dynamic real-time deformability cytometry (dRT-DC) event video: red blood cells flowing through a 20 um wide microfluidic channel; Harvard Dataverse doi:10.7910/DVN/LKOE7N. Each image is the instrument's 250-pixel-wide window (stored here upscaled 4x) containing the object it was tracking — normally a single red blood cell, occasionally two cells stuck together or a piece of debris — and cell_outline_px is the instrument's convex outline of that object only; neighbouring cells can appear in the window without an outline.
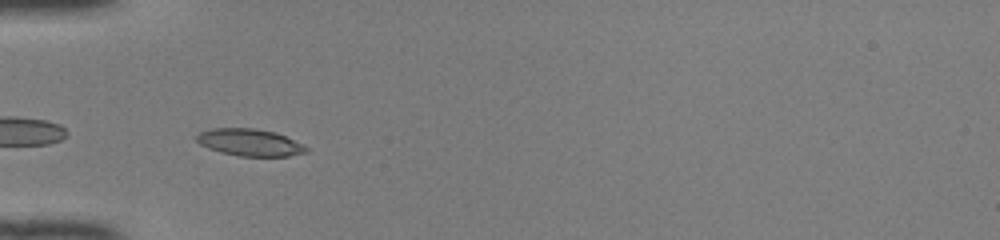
{"species": "common noctule bat (a hibernating species)", "species_latin": "Nyctalus noctula", "temperature_condition": "room temperature", "stored_images_in_passage": 29, "camera_frame_rate_fps": 3000, "um_per_image_px": 0.085, "animal": {"sex": "female", "body_mass_g": 22.0, "forearm_length_mm": 56.7}, "frame": {"image": 1, "passage_image": 4, "time_ms": 1.0, "image_size_px": [1000, 240], "cell_outline_px": [[308, 152], [288, 156], [240, 156], [220, 152], [208, 148], [200, 144], [196, 140], [196, 136], [200, 132], [212, 128], [256, 128], [276, 132], [308, 148]], "centroid_in_image_um": [21.2, 12.1], "position_along_channel_um": 63.8, "area_um2": 17.17}}
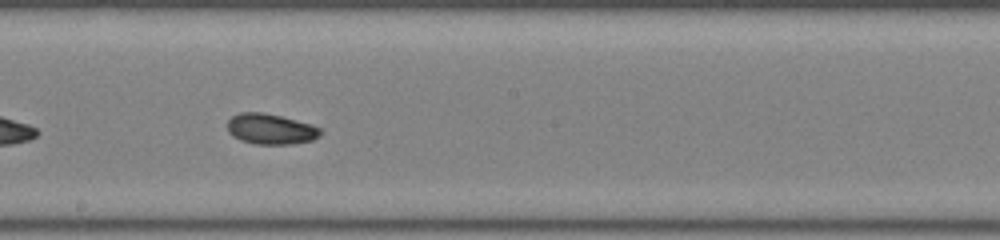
{"frame": {"image": 2, "passage_image": 16, "time_ms": 5.0, "image_size_px": [1000, 240], "cell_outline_px": [[320, 136], [312, 140], [292, 144], [256, 144], [240, 140], [232, 136], [228, 132], [228, 120], [232, 116], [240, 112], [260, 112], [280, 116], [296, 120], [320, 128]], "centroid_in_image_um": [22.97, 10.97], "position_along_channel_um": 225.2, "area_um2": 16.42}}
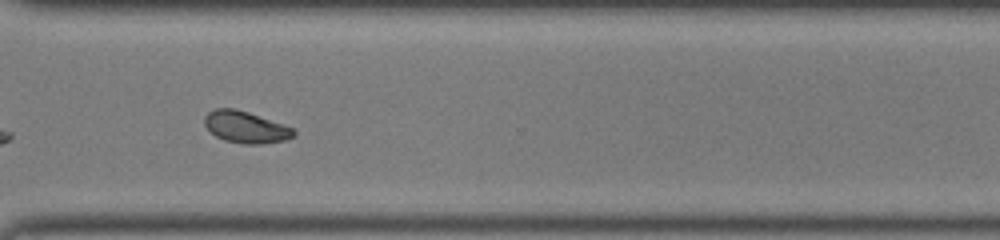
{"frame": {"image": 3, "passage_image": 25, "time_ms": 8.0, "image_size_px": [1000, 240], "cell_outline_px": [[296, 132], [292, 136], [284, 140], [260, 144], [244, 144], [224, 140], [216, 136], [204, 124], [204, 116], [208, 112], [216, 108], [236, 108], [284, 124], [292, 128]], "centroid_in_image_um": [20.86, 10.79], "position_along_channel_um": 349.7, "area_um2": 16.36}, "authors_computed_cell_mechanics": {"area_um2": 16.5886, "velocity_mm_per_s": 4.1347, "shape_relaxation_time_tau1_ms": 3.6246, "shape_relaxation_time_tau2_ms": 3.1839, "deformation_change_tau1": 0.1348, "deformation_change_tau2": 0.0673}}